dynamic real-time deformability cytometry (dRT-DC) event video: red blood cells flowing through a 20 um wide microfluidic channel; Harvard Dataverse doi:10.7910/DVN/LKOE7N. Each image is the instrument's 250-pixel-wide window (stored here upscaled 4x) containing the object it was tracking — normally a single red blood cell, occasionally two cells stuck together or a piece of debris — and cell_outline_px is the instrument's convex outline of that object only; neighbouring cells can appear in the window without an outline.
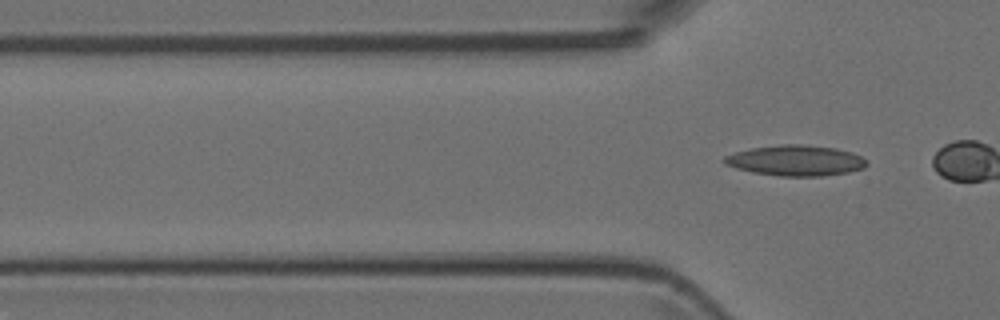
{"species": "Egyptian fruit bat (a non-hibernating species)", "species_latin": "Rousettus aegyptiacus", "temperature_condition": "room temperature", "stored_images_in_passage": 5, "segment_of_instrument_passage": [2, 2], "camera_frame_rate_fps": 3000, "um_per_image_px": 0.085, "animal": {"sex": "female"}, "frame": {"image": 1, "passage_image": 5, "time_ms": 5.667, "image_size_px": [1000, 320], "cell_outline_px": [[868, 164], [864, 168], [848, 172], [820, 176], [780, 176], [752, 172], [736, 168], [724, 164], [720, 160], [724, 156], [736, 152], [752, 148], [780, 144], [800, 144], [836, 148], [852, 152], [868, 160]], "centroid_in_image_um": [67.63, 13.64], "position_along_channel_um": 58.2, "area_um2": 25.49}}